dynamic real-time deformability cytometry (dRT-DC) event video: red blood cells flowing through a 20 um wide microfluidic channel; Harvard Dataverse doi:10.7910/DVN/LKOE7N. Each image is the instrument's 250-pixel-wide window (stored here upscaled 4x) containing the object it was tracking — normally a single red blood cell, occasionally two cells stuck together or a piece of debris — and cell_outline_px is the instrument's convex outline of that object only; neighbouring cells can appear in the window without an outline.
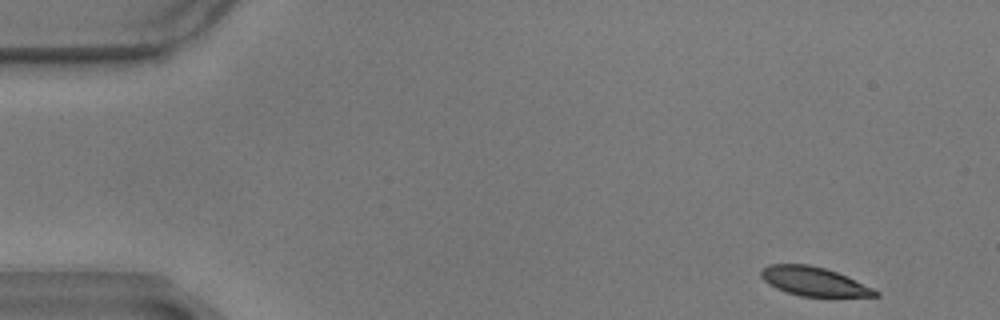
{"species": "common noctule bat (a hibernating species)", "species_latin": "Nyctalus noctula", "temperature_condition": "warm", "stored_images_in_passage": 56, "camera_frame_rate_fps": 3000, "um_per_image_px": 0.085, "animal": {"sex": "male", "body_mass_g": 17.9}, "frame": {"image": 1, "passage_image": 1, "time_ms": 0.0, "image_size_px": [1000, 320], "cell_outline_px": [[880, 296], [800, 296], [776, 288], [768, 284], [760, 276], [760, 272], [768, 264], [808, 264], [824, 268], [836, 272], [872, 288], [880, 292]], "centroid_in_image_um": [69.14, 23.91], "position_along_channel_um": 15.9, "area_um2": 18.9}}
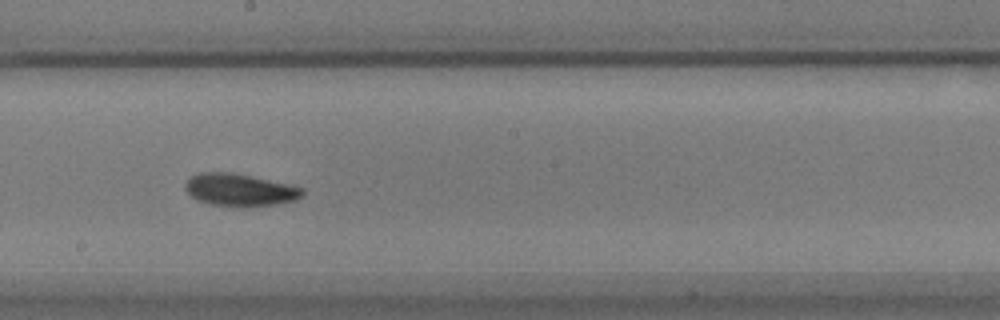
{"frame": {"image": 2, "passage_image": 29, "time_ms": 9.333, "image_size_px": [1000, 320], "cell_outline_px": [[304, 196], [296, 200], [276, 204], [236, 208], [212, 204], [196, 200], [184, 188], [184, 184], [192, 176], [200, 172], [228, 172], [252, 176], [288, 184], [304, 188]], "centroid_in_image_um": [20.39, 16.15], "position_along_channel_um": 227.8, "area_um2": 22.31}}
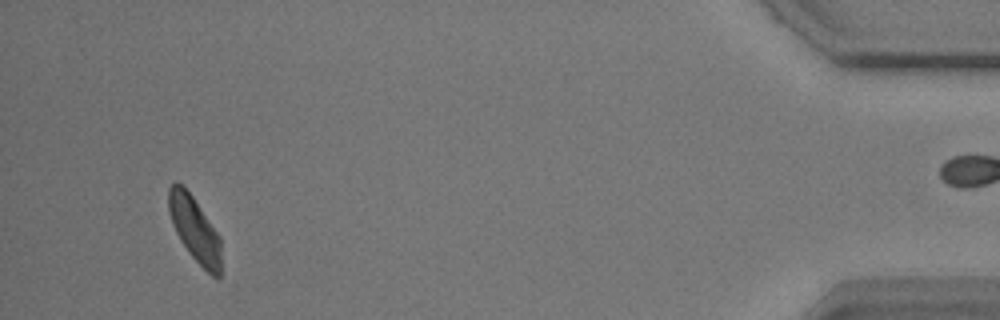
{"frame": {"image": 3, "passage_image": 52, "time_ms": 17.0, "image_size_px": [1000, 320], "cell_outline_px": [[220, 276], [212, 276], [192, 256], [180, 240], [172, 224], [168, 212], [168, 188], [176, 180], [192, 196], [220, 236]], "centroid_in_image_um": [16.52, 19.45], "position_along_channel_um": 418.7, "area_um2": 19.54}}